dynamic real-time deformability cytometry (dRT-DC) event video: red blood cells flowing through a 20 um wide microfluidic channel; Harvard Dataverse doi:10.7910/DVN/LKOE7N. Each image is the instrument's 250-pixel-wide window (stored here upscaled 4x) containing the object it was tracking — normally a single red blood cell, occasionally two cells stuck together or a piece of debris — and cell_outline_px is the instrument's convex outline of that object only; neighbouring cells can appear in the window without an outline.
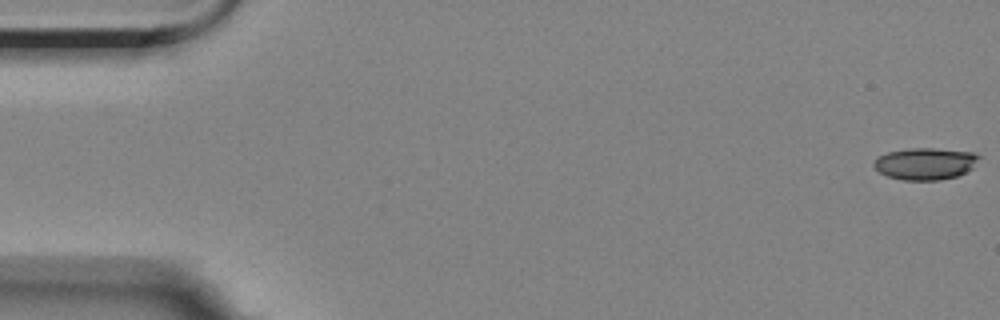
{"species": "Egyptian fruit bat (a non-hibernating species)", "species_latin": "Rousettus aegyptiacus", "temperature_condition": "room temperature", "stored_images_in_passage": 6, "camera_frame_rate_fps": 3000, "um_per_image_px": 0.085, "animal": {"sex": "female"}, "frame": {"image": 1, "passage_image": 1, "time_ms": 0.0, "image_size_px": [1000, 320], "cell_outline_px": [[980, 156], [972, 168], [956, 176], [940, 180], [904, 180], [888, 176], [880, 172], [872, 164], [880, 156], [888, 152], [912, 148], [932, 148], [972, 152]], "centroid_in_image_um": [78.65, 13.91], "position_along_channel_um": 6.4, "area_um2": 19.19}}